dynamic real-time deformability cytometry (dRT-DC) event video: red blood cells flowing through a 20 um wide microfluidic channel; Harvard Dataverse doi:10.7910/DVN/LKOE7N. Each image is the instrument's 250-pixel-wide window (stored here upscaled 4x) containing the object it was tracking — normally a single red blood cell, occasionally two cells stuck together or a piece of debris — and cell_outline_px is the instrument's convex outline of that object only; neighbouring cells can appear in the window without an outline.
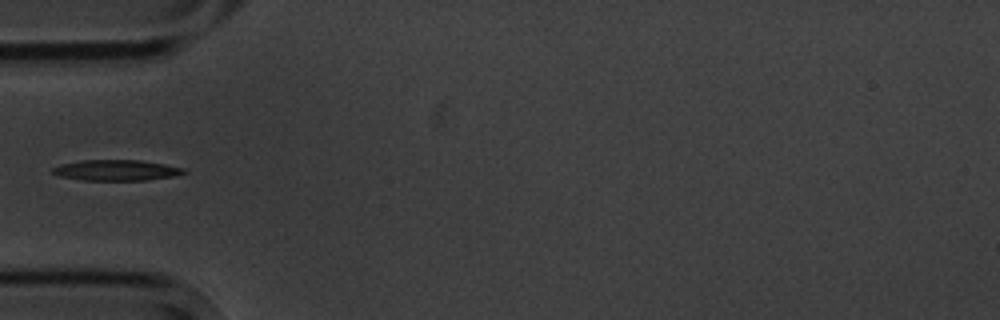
{"species": "common noctule bat (a hibernating species)", "species_latin": "Nyctalus noctula", "temperature_condition": "cold", "stored_images_in_passage": 15, "camera_frame_rate_fps": 3000, "um_per_image_px": 0.085, "animal": {"sex": "male", "body_mass_g": 20.1, "forearm_length_mm": 53.5}, "frame": {"image": 1, "passage_image": 5, "time_ms": 5.667, "image_size_px": [1000, 320], "cell_outline_px": [[188, 172], [172, 176], [148, 180], [84, 180], [60, 176], [52, 172], [52, 168], [60, 164], [80, 160], [140, 160], [164, 164], [184, 168]], "centroid_in_image_um": [9.88, 14.46], "position_along_channel_um": 75.1, "area_um2": 15.78}}
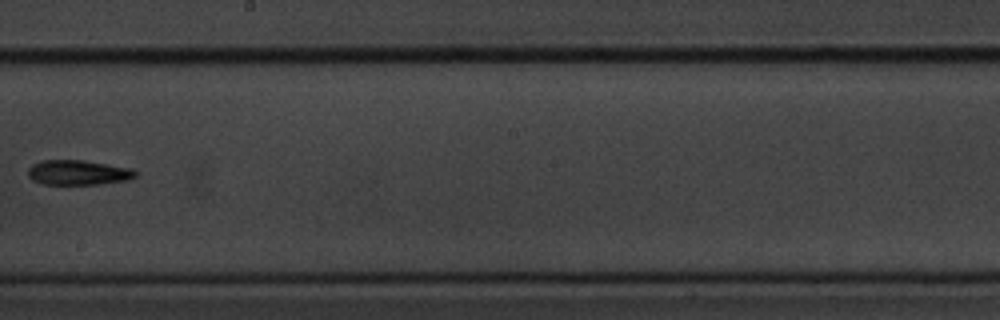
{"frame": {"image": 2, "passage_image": 9, "time_ms": 10.333, "image_size_px": [1000, 320], "cell_outline_px": [[136, 176], [128, 180], [100, 184], [40, 184], [32, 180], [28, 176], [28, 168], [32, 164], [40, 160], [84, 160], [132, 168], [136, 172]], "centroid_in_image_um": [6.62, 14.66], "position_along_channel_um": 241.6, "area_um2": 15.72}}
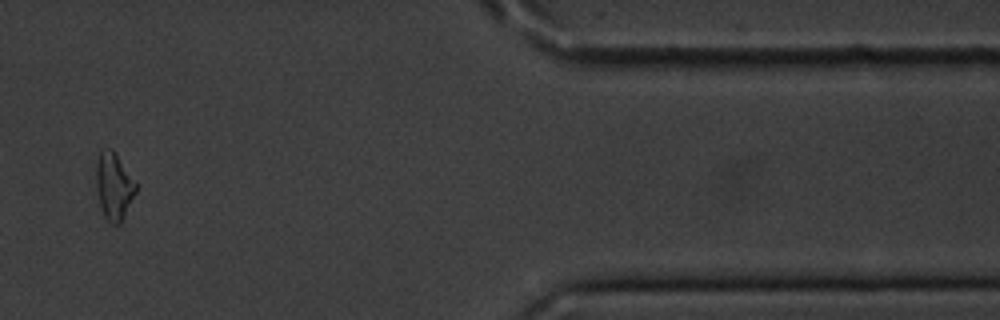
{"frame": {"image": 3, "passage_image": 13, "time_ms": 16.0, "image_size_px": [1000, 320], "cell_outline_px": [[136, 192], [120, 224], [112, 224], [104, 216], [100, 204], [96, 188], [96, 160], [100, 152], [108, 148], [112, 148], [136, 184]], "centroid_in_image_um": [9.66, 15.83], "position_along_channel_um": 401.7, "area_um2": 15.2}, "authors_computed_cell_mechanics": {"area_um2": 16.0106, "velocity_mm_per_s": 3.559, "shape_relaxation_time_tau1_ms": 4.3758, "shape_relaxation_time_tau2_ms": null, "deformation_change_tau1": 0.1421, "deformation_change_tau2": null}}